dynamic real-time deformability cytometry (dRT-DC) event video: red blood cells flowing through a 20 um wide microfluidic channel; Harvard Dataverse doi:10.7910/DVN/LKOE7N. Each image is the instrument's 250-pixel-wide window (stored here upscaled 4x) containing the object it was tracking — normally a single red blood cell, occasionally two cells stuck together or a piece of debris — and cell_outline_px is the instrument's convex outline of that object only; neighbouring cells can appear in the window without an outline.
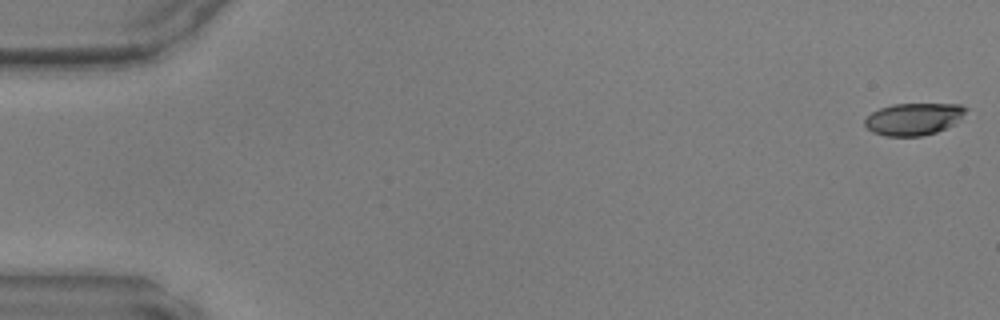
{"species": "common noctule bat (a hibernating species)", "species_latin": "Nyctalus noctula", "temperature_condition": "warm", "stored_images_in_passage": 49, "camera_frame_rate_fps": 3000, "um_per_image_px": 0.085, "animal": {"sex": "male", "body_mass_g": 17.9, "forearm_length_mm": 54.2}, "frame": {"image": 1, "passage_image": 1, "time_ms": 0.0, "image_size_px": [1000, 320], "cell_outline_px": [[968, 108], [956, 124], [936, 132], [920, 136], [884, 136], [872, 132], [864, 124], [864, 120], [872, 112], [880, 108], [892, 104], [960, 104]], "centroid_in_image_um": [77.66, 10.12], "position_along_channel_um": 7.3, "area_um2": 18.96}}
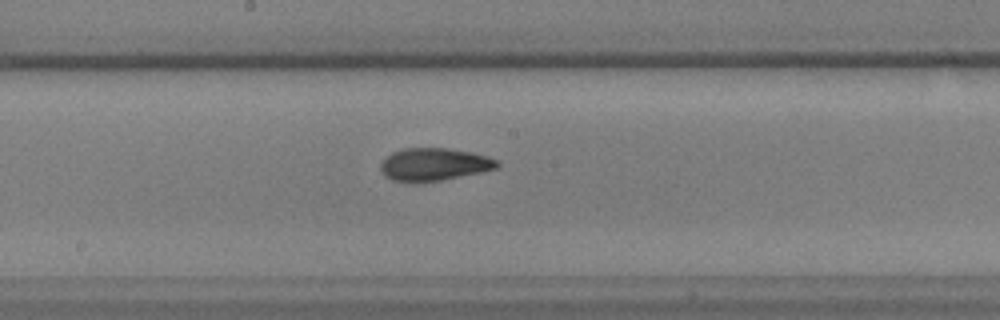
{"frame": {"image": 2, "passage_image": 26, "time_ms": 8.333, "image_size_px": [1000, 320], "cell_outline_px": [[500, 164], [496, 168], [480, 172], [440, 180], [416, 184], [412, 184], [392, 180], [384, 176], [380, 168], [380, 164], [392, 152], [404, 148], [448, 148], [472, 152], [488, 156], [500, 160]], "centroid_in_image_um": [36.88, 13.99], "position_along_channel_um": 211.3, "area_um2": 22.48}}
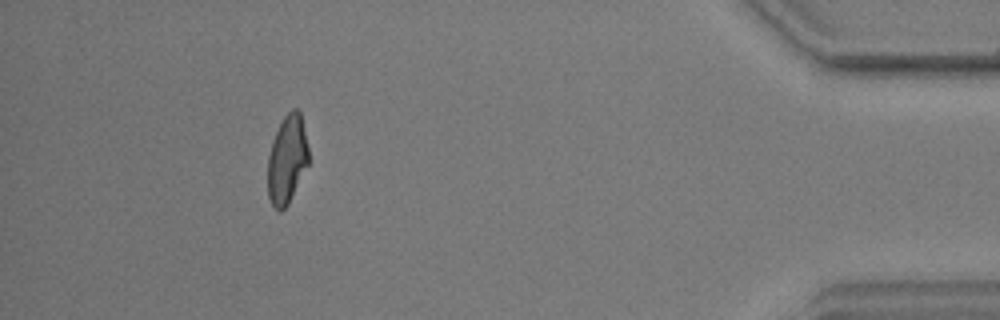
{"frame": {"image": 3, "passage_image": 44, "time_ms": 14.333, "image_size_px": [1000, 320], "cell_outline_px": [[308, 164], [288, 204], [280, 212], [272, 204], [268, 196], [268, 156], [276, 132], [284, 116], [292, 108], [296, 108], [300, 112], [308, 148]], "centroid_in_image_um": [24.4, 13.56], "position_along_channel_um": 410.8, "area_um2": 20.63}}